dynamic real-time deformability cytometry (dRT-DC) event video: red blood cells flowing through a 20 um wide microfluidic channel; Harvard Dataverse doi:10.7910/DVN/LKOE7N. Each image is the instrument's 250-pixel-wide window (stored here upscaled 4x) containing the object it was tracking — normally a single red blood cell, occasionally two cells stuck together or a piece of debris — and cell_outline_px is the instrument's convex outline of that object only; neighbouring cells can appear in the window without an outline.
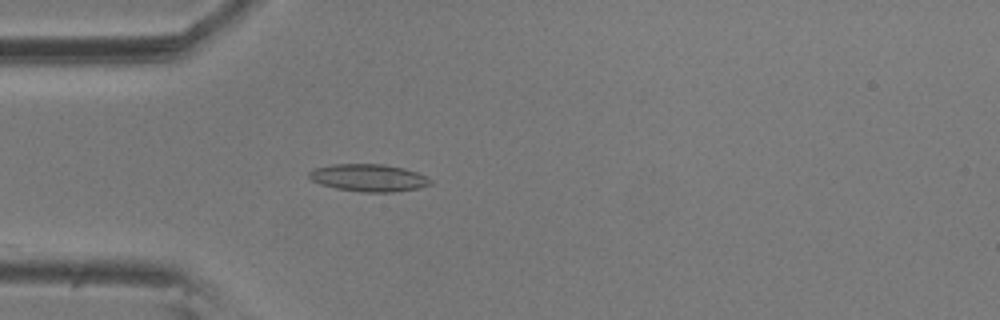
{"species": "common noctule bat (a hibernating species)", "species_latin": "Nyctalus noctula", "temperature_condition": "room temperature", "stored_images_in_passage": 14, "camera_frame_rate_fps": 3000, "um_per_image_px": 0.085, "animal": {"sex": "male", "body_mass_g": 20.5, "forearm_length_mm": 52.5}, "frame": {"image": 1, "passage_image": 1, "time_ms": 0.0, "image_size_px": [1000, 320], "cell_outline_px": [[432, 184], [420, 188], [392, 192], [364, 192], [336, 188], [320, 184], [312, 180], [308, 176], [308, 172], [316, 168], [332, 164], [384, 164], [404, 168], [416, 172], [432, 180]], "centroid_in_image_um": [31.34, 15.11], "position_along_channel_um": 53.7, "area_um2": 19.31}}
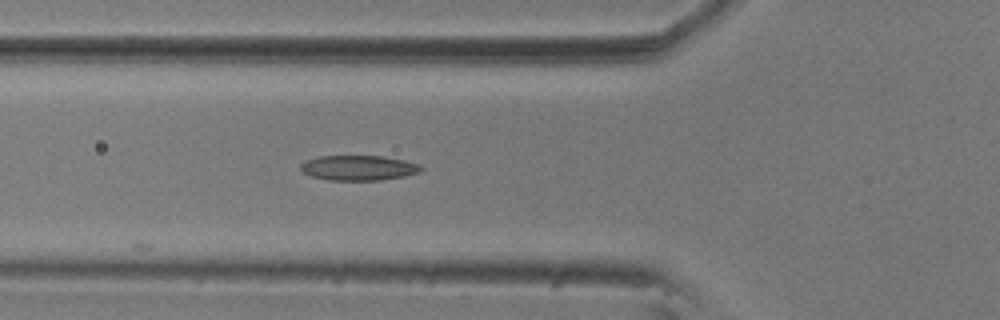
{"frame": {"image": 2, "passage_image": 5, "time_ms": 1.333, "image_size_px": [1000, 320], "cell_outline_px": [[424, 168], [420, 172], [404, 176], [380, 180], [328, 180], [312, 176], [304, 172], [300, 168], [300, 164], [304, 160], [320, 156], [380, 156], [404, 160], [420, 164]], "centroid_in_image_um": [30.48, 14.26], "position_along_channel_um": 95.3, "area_um2": 17.57}}
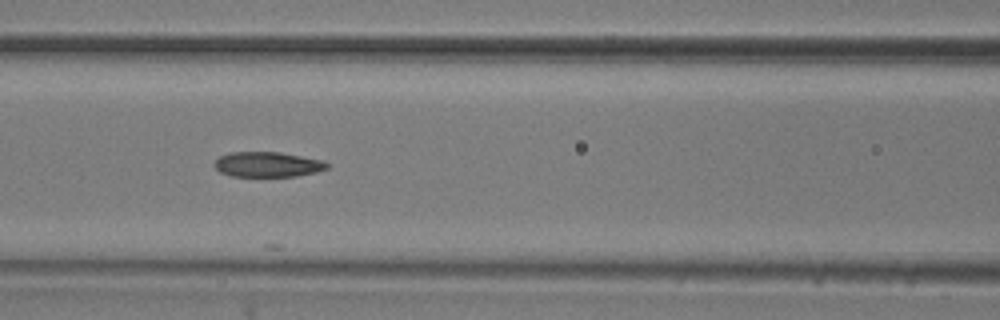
{"frame": {"image": 3, "passage_image": 9, "time_ms": 2.667, "image_size_px": [1000, 320], "cell_outline_px": [[332, 164], [328, 168], [316, 172], [296, 176], [232, 176], [220, 172], [212, 164], [220, 156], [228, 152], [280, 152], [320, 160]], "centroid_in_image_um": [22.73, 13.97], "position_along_channel_um": 143.9, "area_um2": 16.47}}